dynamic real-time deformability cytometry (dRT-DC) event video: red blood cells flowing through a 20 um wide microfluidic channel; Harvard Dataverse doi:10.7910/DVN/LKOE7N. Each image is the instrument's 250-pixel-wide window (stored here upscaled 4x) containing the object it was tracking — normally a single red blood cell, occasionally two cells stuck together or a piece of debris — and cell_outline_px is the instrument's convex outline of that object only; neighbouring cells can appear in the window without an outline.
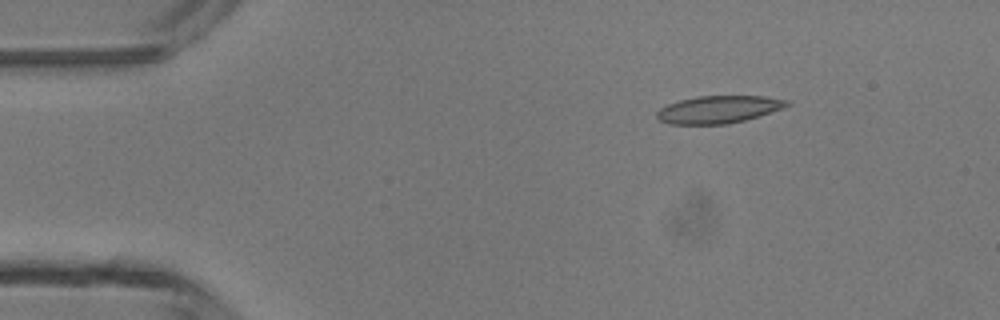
{"species": "common noctule bat (a hibernating species)", "species_latin": "Nyctalus noctula", "temperature_condition": "room temperature", "stored_images_in_passage": 3, "camera_frame_rate_fps": 3000, "um_per_image_px": 0.085, "animal": {"sex": "male", "body_mass_g": 13.3}, "frame": {"image": 1, "passage_image": 3, "time_ms": 3.0, "image_size_px": [1000, 320], "cell_outline_px": [[788, 104], [780, 108], [760, 116], [728, 124], [668, 124], [660, 120], [656, 116], [656, 112], [660, 108], [668, 104], [680, 100], [696, 96], [764, 96], [788, 100]], "centroid_in_image_um": [61.02, 9.3], "position_along_channel_um": 24.0, "area_um2": 20.63}}